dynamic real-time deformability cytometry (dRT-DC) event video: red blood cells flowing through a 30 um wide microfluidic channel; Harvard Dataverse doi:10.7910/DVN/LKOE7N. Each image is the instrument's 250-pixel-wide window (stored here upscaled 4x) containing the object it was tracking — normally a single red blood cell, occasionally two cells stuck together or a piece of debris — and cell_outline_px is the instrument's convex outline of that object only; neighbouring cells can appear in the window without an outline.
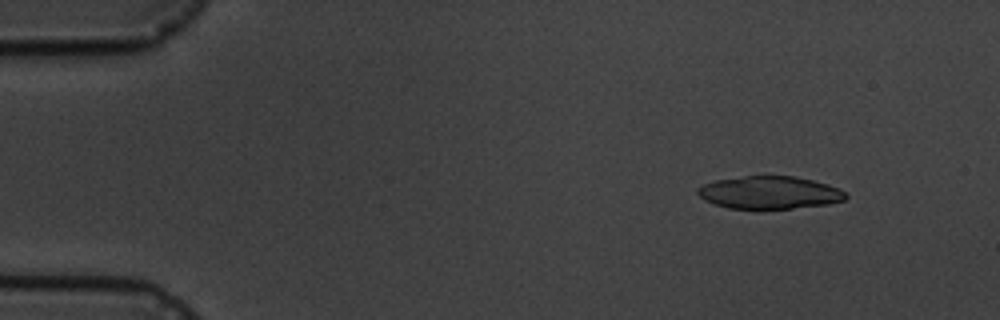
{"species": "common noctule bat (a hibernating species)", "species_latin": "Nyctalus noctula", "temperature_condition": "cold", "stored_images_in_passage": 8, "camera_frame_rate_fps": 3000, "um_per_image_px": 0.085, "animal": {"sex": "male", "body_mass_g": 19.5, "forearm_length_mm": 54.6}, "frame": {"image": 1, "passage_image": 2, "time_ms": 1.333, "image_size_px": [1000, 320], "cell_outline_px": [[848, 196], [844, 200], [828, 204], [792, 208], [728, 208], [704, 200], [696, 192], [696, 188], [704, 184], [716, 180], [744, 176], [796, 176], [828, 184], [840, 188]], "centroid_in_image_um": [65.42, 16.36], "position_along_channel_um": 19.6, "area_um2": 28.03}}
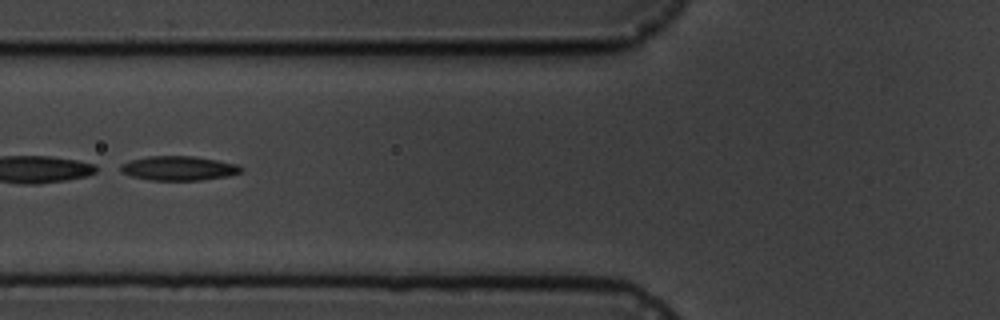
{"frame": {"image": 2, "passage_image": 6, "time_ms": 6.667, "image_size_px": [1000, 320], "cell_outline_px": [[244, 168], [240, 172], [228, 176], [200, 180], [148, 180], [132, 176], [120, 172], [120, 164], [132, 160], [148, 156], [196, 156], [236, 164]], "centroid_in_image_um": [15.17, 14.3], "position_along_channel_um": 110.6, "area_um2": 17.05}}